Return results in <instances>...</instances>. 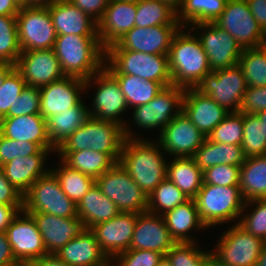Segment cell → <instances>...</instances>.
<instances>
[{"label":"cell","instance_id":"1","mask_svg":"<svg viewBox=\"0 0 266 266\" xmlns=\"http://www.w3.org/2000/svg\"><path fill=\"white\" fill-rule=\"evenodd\" d=\"M161 149L139 138L125 139L122 146L119 162L147 196L167 177L168 164Z\"/></svg>","mask_w":266,"mask_h":266},{"label":"cell","instance_id":"2","mask_svg":"<svg viewBox=\"0 0 266 266\" xmlns=\"http://www.w3.org/2000/svg\"><path fill=\"white\" fill-rule=\"evenodd\" d=\"M53 51L65 76L87 80L105 64V49L98 36L57 35Z\"/></svg>","mask_w":266,"mask_h":266},{"label":"cell","instance_id":"3","mask_svg":"<svg viewBox=\"0 0 266 266\" xmlns=\"http://www.w3.org/2000/svg\"><path fill=\"white\" fill-rule=\"evenodd\" d=\"M190 33L179 29L168 52L172 85L183 88H195L203 76L212 71L200 39Z\"/></svg>","mask_w":266,"mask_h":266},{"label":"cell","instance_id":"4","mask_svg":"<svg viewBox=\"0 0 266 266\" xmlns=\"http://www.w3.org/2000/svg\"><path fill=\"white\" fill-rule=\"evenodd\" d=\"M124 141L121 125L89 117L56 150L63 157L67 152L90 149L108 154L117 163L120 160Z\"/></svg>","mask_w":266,"mask_h":266},{"label":"cell","instance_id":"5","mask_svg":"<svg viewBox=\"0 0 266 266\" xmlns=\"http://www.w3.org/2000/svg\"><path fill=\"white\" fill-rule=\"evenodd\" d=\"M104 68L110 74H128L141 79L160 82L164 87L172 85L168 55L147 54L132 50H105Z\"/></svg>","mask_w":266,"mask_h":266},{"label":"cell","instance_id":"6","mask_svg":"<svg viewBox=\"0 0 266 266\" xmlns=\"http://www.w3.org/2000/svg\"><path fill=\"white\" fill-rule=\"evenodd\" d=\"M198 215L208 228L242 217L244 203L239 186H218L203 183L194 198Z\"/></svg>","mask_w":266,"mask_h":266},{"label":"cell","instance_id":"7","mask_svg":"<svg viewBox=\"0 0 266 266\" xmlns=\"http://www.w3.org/2000/svg\"><path fill=\"white\" fill-rule=\"evenodd\" d=\"M22 212L77 217L76 204L63 192L59 180L51 171L38 178L23 195Z\"/></svg>","mask_w":266,"mask_h":266},{"label":"cell","instance_id":"8","mask_svg":"<svg viewBox=\"0 0 266 266\" xmlns=\"http://www.w3.org/2000/svg\"><path fill=\"white\" fill-rule=\"evenodd\" d=\"M96 185L120 212H147L148 196L133 181L120 162L115 163L109 170L96 178Z\"/></svg>","mask_w":266,"mask_h":266},{"label":"cell","instance_id":"9","mask_svg":"<svg viewBox=\"0 0 266 266\" xmlns=\"http://www.w3.org/2000/svg\"><path fill=\"white\" fill-rule=\"evenodd\" d=\"M247 87L242 69L237 64L207 73L195 89L212 98L227 111L232 106L230 112H238Z\"/></svg>","mask_w":266,"mask_h":266},{"label":"cell","instance_id":"10","mask_svg":"<svg viewBox=\"0 0 266 266\" xmlns=\"http://www.w3.org/2000/svg\"><path fill=\"white\" fill-rule=\"evenodd\" d=\"M93 79L98 87L92 102L94 110L91 112L89 110L90 117L115 122L123 127L125 139L133 138L130 128L128 129L125 122L119 118L124 110H128V104L117 80L103 67L98 73L85 80V89Z\"/></svg>","mask_w":266,"mask_h":266},{"label":"cell","instance_id":"11","mask_svg":"<svg viewBox=\"0 0 266 266\" xmlns=\"http://www.w3.org/2000/svg\"><path fill=\"white\" fill-rule=\"evenodd\" d=\"M214 24L235 38L242 49L257 48L266 41V33L254 19L246 0H228Z\"/></svg>","mask_w":266,"mask_h":266},{"label":"cell","instance_id":"12","mask_svg":"<svg viewBox=\"0 0 266 266\" xmlns=\"http://www.w3.org/2000/svg\"><path fill=\"white\" fill-rule=\"evenodd\" d=\"M16 22L21 52L53 49L57 34L48 7L20 8Z\"/></svg>","mask_w":266,"mask_h":266},{"label":"cell","instance_id":"13","mask_svg":"<svg viewBox=\"0 0 266 266\" xmlns=\"http://www.w3.org/2000/svg\"><path fill=\"white\" fill-rule=\"evenodd\" d=\"M214 262L219 266H256L264 241L247 233L236 224L220 237Z\"/></svg>","mask_w":266,"mask_h":266},{"label":"cell","instance_id":"14","mask_svg":"<svg viewBox=\"0 0 266 266\" xmlns=\"http://www.w3.org/2000/svg\"><path fill=\"white\" fill-rule=\"evenodd\" d=\"M180 24L133 27L106 50H132L147 54L168 55L174 35Z\"/></svg>","mask_w":266,"mask_h":266},{"label":"cell","instance_id":"15","mask_svg":"<svg viewBox=\"0 0 266 266\" xmlns=\"http://www.w3.org/2000/svg\"><path fill=\"white\" fill-rule=\"evenodd\" d=\"M184 91L183 87L170 85L164 87L150 102L135 107L133 119L137 126L147 129L161 127L159 129L162 131L182 110Z\"/></svg>","mask_w":266,"mask_h":266},{"label":"cell","instance_id":"16","mask_svg":"<svg viewBox=\"0 0 266 266\" xmlns=\"http://www.w3.org/2000/svg\"><path fill=\"white\" fill-rule=\"evenodd\" d=\"M194 26L196 27H193V30L199 28L205 32L198 38L207 54L209 67L212 71L238 64L243 49L227 31L222 30L214 23H198Z\"/></svg>","mask_w":266,"mask_h":266},{"label":"cell","instance_id":"17","mask_svg":"<svg viewBox=\"0 0 266 266\" xmlns=\"http://www.w3.org/2000/svg\"><path fill=\"white\" fill-rule=\"evenodd\" d=\"M206 137L181 110L172 121L162 129L159 144L162 151L175 157H193Z\"/></svg>","mask_w":266,"mask_h":266},{"label":"cell","instance_id":"18","mask_svg":"<svg viewBox=\"0 0 266 266\" xmlns=\"http://www.w3.org/2000/svg\"><path fill=\"white\" fill-rule=\"evenodd\" d=\"M22 216L16 215L12 219L6 235L16 261L29 264L47 255V251L34 218L26 212Z\"/></svg>","mask_w":266,"mask_h":266},{"label":"cell","instance_id":"19","mask_svg":"<svg viewBox=\"0 0 266 266\" xmlns=\"http://www.w3.org/2000/svg\"><path fill=\"white\" fill-rule=\"evenodd\" d=\"M15 68L24 78L26 85L37 88L65 77L53 49L23 51Z\"/></svg>","mask_w":266,"mask_h":266},{"label":"cell","instance_id":"20","mask_svg":"<svg viewBox=\"0 0 266 266\" xmlns=\"http://www.w3.org/2000/svg\"><path fill=\"white\" fill-rule=\"evenodd\" d=\"M139 213L120 212L114 218L93 226L90 230L109 259L130 249Z\"/></svg>","mask_w":266,"mask_h":266},{"label":"cell","instance_id":"21","mask_svg":"<svg viewBox=\"0 0 266 266\" xmlns=\"http://www.w3.org/2000/svg\"><path fill=\"white\" fill-rule=\"evenodd\" d=\"M38 227L47 254H56L74 237H78L86 227L78 217H58L48 213H28Z\"/></svg>","mask_w":266,"mask_h":266},{"label":"cell","instance_id":"22","mask_svg":"<svg viewBox=\"0 0 266 266\" xmlns=\"http://www.w3.org/2000/svg\"><path fill=\"white\" fill-rule=\"evenodd\" d=\"M40 89V115L47 119L64 110L76 106L80 101V92L85 89V80L65 76Z\"/></svg>","mask_w":266,"mask_h":266},{"label":"cell","instance_id":"23","mask_svg":"<svg viewBox=\"0 0 266 266\" xmlns=\"http://www.w3.org/2000/svg\"><path fill=\"white\" fill-rule=\"evenodd\" d=\"M136 13L137 3L110 0L97 22L98 39L105 50L135 27Z\"/></svg>","mask_w":266,"mask_h":266},{"label":"cell","instance_id":"24","mask_svg":"<svg viewBox=\"0 0 266 266\" xmlns=\"http://www.w3.org/2000/svg\"><path fill=\"white\" fill-rule=\"evenodd\" d=\"M175 244L163 216L148 211L137 215L130 249L152 250L165 256Z\"/></svg>","mask_w":266,"mask_h":266},{"label":"cell","instance_id":"25","mask_svg":"<svg viewBox=\"0 0 266 266\" xmlns=\"http://www.w3.org/2000/svg\"><path fill=\"white\" fill-rule=\"evenodd\" d=\"M182 111L205 137L230 113L212 98L203 95L195 88H185Z\"/></svg>","mask_w":266,"mask_h":266},{"label":"cell","instance_id":"26","mask_svg":"<svg viewBox=\"0 0 266 266\" xmlns=\"http://www.w3.org/2000/svg\"><path fill=\"white\" fill-rule=\"evenodd\" d=\"M57 35L98 36L97 22L68 0H55L48 6Z\"/></svg>","mask_w":266,"mask_h":266},{"label":"cell","instance_id":"27","mask_svg":"<svg viewBox=\"0 0 266 266\" xmlns=\"http://www.w3.org/2000/svg\"><path fill=\"white\" fill-rule=\"evenodd\" d=\"M0 133L9 139L36 143L41 149H54L47 131L46 119L40 114L3 117Z\"/></svg>","mask_w":266,"mask_h":266},{"label":"cell","instance_id":"28","mask_svg":"<svg viewBox=\"0 0 266 266\" xmlns=\"http://www.w3.org/2000/svg\"><path fill=\"white\" fill-rule=\"evenodd\" d=\"M55 255L71 266H110L112 264L90 229H85L78 237H74Z\"/></svg>","mask_w":266,"mask_h":266},{"label":"cell","instance_id":"29","mask_svg":"<svg viewBox=\"0 0 266 266\" xmlns=\"http://www.w3.org/2000/svg\"><path fill=\"white\" fill-rule=\"evenodd\" d=\"M53 149H41L37 154L18 157L1 166L7 180L24 195L33 183L45 176L50 170L45 169L47 154ZM45 169V170H44Z\"/></svg>","mask_w":266,"mask_h":266},{"label":"cell","instance_id":"30","mask_svg":"<svg viewBox=\"0 0 266 266\" xmlns=\"http://www.w3.org/2000/svg\"><path fill=\"white\" fill-rule=\"evenodd\" d=\"M76 210L77 217L83 221L86 229L106 222L120 213L117 206L102 194L96 183L76 204Z\"/></svg>","mask_w":266,"mask_h":266},{"label":"cell","instance_id":"31","mask_svg":"<svg viewBox=\"0 0 266 266\" xmlns=\"http://www.w3.org/2000/svg\"><path fill=\"white\" fill-rule=\"evenodd\" d=\"M162 216L164 217L171 237L176 243L195 242L194 238L191 239L192 237L188 233L194 228L200 230L206 227L199 218L194 199H188L174 209L167 211Z\"/></svg>","mask_w":266,"mask_h":266},{"label":"cell","instance_id":"32","mask_svg":"<svg viewBox=\"0 0 266 266\" xmlns=\"http://www.w3.org/2000/svg\"><path fill=\"white\" fill-rule=\"evenodd\" d=\"M192 158L202 171L220 164L241 166L246 159L241 145L213 142L207 137Z\"/></svg>","mask_w":266,"mask_h":266},{"label":"cell","instance_id":"33","mask_svg":"<svg viewBox=\"0 0 266 266\" xmlns=\"http://www.w3.org/2000/svg\"><path fill=\"white\" fill-rule=\"evenodd\" d=\"M82 101L70 110H64L46 119L48 137L57 148L90 117L89 110Z\"/></svg>","mask_w":266,"mask_h":266},{"label":"cell","instance_id":"34","mask_svg":"<svg viewBox=\"0 0 266 266\" xmlns=\"http://www.w3.org/2000/svg\"><path fill=\"white\" fill-rule=\"evenodd\" d=\"M239 189L245 202L266 198V154L245 159L240 168Z\"/></svg>","mask_w":266,"mask_h":266},{"label":"cell","instance_id":"35","mask_svg":"<svg viewBox=\"0 0 266 266\" xmlns=\"http://www.w3.org/2000/svg\"><path fill=\"white\" fill-rule=\"evenodd\" d=\"M189 199H194L203 184V171L192 157H175L167 165V177Z\"/></svg>","mask_w":266,"mask_h":266},{"label":"cell","instance_id":"36","mask_svg":"<svg viewBox=\"0 0 266 266\" xmlns=\"http://www.w3.org/2000/svg\"><path fill=\"white\" fill-rule=\"evenodd\" d=\"M227 1L228 0H183L180 6L181 9H178L176 12L177 22L184 28L189 26L186 25L189 22L192 25L198 23H214L224 11Z\"/></svg>","mask_w":266,"mask_h":266},{"label":"cell","instance_id":"37","mask_svg":"<svg viewBox=\"0 0 266 266\" xmlns=\"http://www.w3.org/2000/svg\"><path fill=\"white\" fill-rule=\"evenodd\" d=\"M119 83L129 106L138 107L150 102L164 88L160 82L128 74H111Z\"/></svg>","mask_w":266,"mask_h":266},{"label":"cell","instance_id":"38","mask_svg":"<svg viewBox=\"0 0 266 266\" xmlns=\"http://www.w3.org/2000/svg\"><path fill=\"white\" fill-rule=\"evenodd\" d=\"M61 161L69 167L95 179L116 163L108 154L90 149L67 152Z\"/></svg>","mask_w":266,"mask_h":266},{"label":"cell","instance_id":"39","mask_svg":"<svg viewBox=\"0 0 266 266\" xmlns=\"http://www.w3.org/2000/svg\"><path fill=\"white\" fill-rule=\"evenodd\" d=\"M59 180L63 192L77 204L90 188L96 183V179L83 174L65 164L57 170H50Z\"/></svg>","mask_w":266,"mask_h":266},{"label":"cell","instance_id":"40","mask_svg":"<svg viewBox=\"0 0 266 266\" xmlns=\"http://www.w3.org/2000/svg\"><path fill=\"white\" fill-rule=\"evenodd\" d=\"M164 24H179L176 11L160 0H140L137 3L135 26L149 27Z\"/></svg>","mask_w":266,"mask_h":266},{"label":"cell","instance_id":"41","mask_svg":"<svg viewBox=\"0 0 266 266\" xmlns=\"http://www.w3.org/2000/svg\"><path fill=\"white\" fill-rule=\"evenodd\" d=\"M188 199L173 182L165 178L148 196L147 211L162 216Z\"/></svg>","mask_w":266,"mask_h":266},{"label":"cell","instance_id":"42","mask_svg":"<svg viewBox=\"0 0 266 266\" xmlns=\"http://www.w3.org/2000/svg\"><path fill=\"white\" fill-rule=\"evenodd\" d=\"M258 114L243 113V141L241 147L246 158L266 154V135Z\"/></svg>","mask_w":266,"mask_h":266},{"label":"cell","instance_id":"43","mask_svg":"<svg viewBox=\"0 0 266 266\" xmlns=\"http://www.w3.org/2000/svg\"><path fill=\"white\" fill-rule=\"evenodd\" d=\"M238 65L248 87L266 86V57L259 47L243 49Z\"/></svg>","mask_w":266,"mask_h":266},{"label":"cell","instance_id":"44","mask_svg":"<svg viewBox=\"0 0 266 266\" xmlns=\"http://www.w3.org/2000/svg\"><path fill=\"white\" fill-rule=\"evenodd\" d=\"M209 252L197 249L195 242H180L176 243L165 256L171 266H211L214 258L212 251Z\"/></svg>","mask_w":266,"mask_h":266},{"label":"cell","instance_id":"45","mask_svg":"<svg viewBox=\"0 0 266 266\" xmlns=\"http://www.w3.org/2000/svg\"><path fill=\"white\" fill-rule=\"evenodd\" d=\"M20 54L16 16L0 15V63L15 65Z\"/></svg>","mask_w":266,"mask_h":266},{"label":"cell","instance_id":"46","mask_svg":"<svg viewBox=\"0 0 266 266\" xmlns=\"http://www.w3.org/2000/svg\"><path fill=\"white\" fill-rule=\"evenodd\" d=\"M207 138L213 142L241 145L243 141V113L230 112Z\"/></svg>","mask_w":266,"mask_h":266},{"label":"cell","instance_id":"47","mask_svg":"<svg viewBox=\"0 0 266 266\" xmlns=\"http://www.w3.org/2000/svg\"><path fill=\"white\" fill-rule=\"evenodd\" d=\"M25 86L24 78L16 68L6 76L0 87V119L13 117V104Z\"/></svg>","mask_w":266,"mask_h":266},{"label":"cell","instance_id":"48","mask_svg":"<svg viewBox=\"0 0 266 266\" xmlns=\"http://www.w3.org/2000/svg\"><path fill=\"white\" fill-rule=\"evenodd\" d=\"M252 203L257 204L255 209L243 219L240 218L237 224L247 233L266 242V198L246 201L243 208H247V205Z\"/></svg>","mask_w":266,"mask_h":266},{"label":"cell","instance_id":"49","mask_svg":"<svg viewBox=\"0 0 266 266\" xmlns=\"http://www.w3.org/2000/svg\"><path fill=\"white\" fill-rule=\"evenodd\" d=\"M40 150L36 143L12 140L0 133V167L18 157L37 154Z\"/></svg>","mask_w":266,"mask_h":266},{"label":"cell","instance_id":"50","mask_svg":"<svg viewBox=\"0 0 266 266\" xmlns=\"http://www.w3.org/2000/svg\"><path fill=\"white\" fill-rule=\"evenodd\" d=\"M241 166L220 164L203 171V183L218 186H239Z\"/></svg>","mask_w":266,"mask_h":266},{"label":"cell","instance_id":"51","mask_svg":"<svg viewBox=\"0 0 266 266\" xmlns=\"http://www.w3.org/2000/svg\"><path fill=\"white\" fill-rule=\"evenodd\" d=\"M163 255L157 251L143 249H128L119 253L114 261L116 266H157ZM113 266V265H112Z\"/></svg>","mask_w":266,"mask_h":266},{"label":"cell","instance_id":"52","mask_svg":"<svg viewBox=\"0 0 266 266\" xmlns=\"http://www.w3.org/2000/svg\"><path fill=\"white\" fill-rule=\"evenodd\" d=\"M40 114V89L26 85L13 104V117Z\"/></svg>","mask_w":266,"mask_h":266},{"label":"cell","instance_id":"53","mask_svg":"<svg viewBox=\"0 0 266 266\" xmlns=\"http://www.w3.org/2000/svg\"><path fill=\"white\" fill-rule=\"evenodd\" d=\"M266 109V86L247 87L238 112L258 114Z\"/></svg>","mask_w":266,"mask_h":266},{"label":"cell","instance_id":"54","mask_svg":"<svg viewBox=\"0 0 266 266\" xmlns=\"http://www.w3.org/2000/svg\"><path fill=\"white\" fill-rule=\"evenodd\" d=\"M0 204L23 206V195L7 180L0 167Z\"/></svg>","mask_w":266,"mask_h":266},{"label":"cell","instance_id":"55","mask_svg":"<svg viewBox=\"0 0 266 266\" xmlns=\"http://www.w3.org/2000/svg\"><path fill=\"white\" fill-rule=\"evenodd\" d=\"M84 13L89 15L93 20L98 22L110 0H68Z\"/></svg>","mask_w":266,"mask_h":266},{"label":"cell","instance_id":"56","mask_svg":"<svg viewBox=\"0 0 266 266\" xmlns=\"http://www.w3.org/2000/svg\"><path fill=\"white\" fill-rule=\"evenodd\" d=\"M254 19L266 33V0H246Z\"/></svg>","mask_w":266,"mask_h":266},{"label":"cell","instance_id":"57","mask_svg":"<svg viewBox=\"0 0 266 266\" xmlns=\"http://www.w3.org/2000/svg\"><path fill=\"white\" fill-rule=\"evenodd\" d=\"M23 206H8L0 204V232H6L7 227L10 225L12 219L21 214Z\"/></svg>","mask_w":266,"mask_h":266},{"label":"cell","instance_id":"58","mask_svg":"<svg viewBox=\"0 0 266 266\" xmlns=\"http://www.w3.org/2000/svg\"><path fill=\"white\" fill-rule=\"evenodd\" d=\"M17 262L13 256L6 232H0V266Z\"/></svg>","mask_w":266,"mask_h":266},{"label":"cell","instance_id":"59","mask_svg":"<svg viewBox=\"0 0 266 266\" xmlns=\"http://www.w3.org/2000/svg\"><path fill=\"white\" fill-rule=\"evenodd\" d=\"M29 266H71L60 260L55 254H47L31 261Z\"/></svg>","mask_w":266,"mask_h":266},{"label":"cell","instance_id":"60","mask_svg":"<svg viewBox=\"0 0 266 266\" xmlns=\"http://www.w3.org/2000/svg\"><path fill=\"white\" fill-rule=\"evenodd\" d=\"M20 8L12 0H0V15L16 16Z\"/></svg>","mask_w":266,"mask_h":266},{"label":"cell","instance_id":"61","mask_svg":"<svg viewBox=\"0 0 266 266\" xmlns=\"http://www.w3.org/2000/svg\"><path fill=\"white\" fill-rule=\"evenodd\" d=\"M15 68V65L8 63H0V87L3 84L6 76Z\"/></svg>","mask_w":266,"mask_h":266},{"label":"cell","instance_id":"62","mask_svg":"<svg viewBox=\"0 0 266 266\" xmlns=\"http://www.w3.org/2000/svg\"><path fill=\"white\" fill-rule=\"evenodd\" d=\"M55 0H26V7H48Z\"/></svg>","mask_w":266,"mask_h":266},{"label":"cell","instance_id":"63","mask_svg":"<svg viewBox=\"0 0 266 266\" xmlns=\"http://www.w3.org/2000/svg\"><path fill=\"white\" fill-rule=\"evenodd\" d=\"M256 266H266V242L264 243L262 251L259 254Z\"/></svg>","mask_w":266,"mask_h":266},{"label":"cell","instance_id":"64","mask_svg":"<svg viewBox=\"0 0 266 266\" xmlns=\"http://www.w3.org/2000/svg\"><path fill=\"white\" fill-rule=\"evenodd\" d=\"M160 1L167 4L177 12V10L180 9L183 0H160Z\"/></svg>","mask_w":266,"mask_h":266},{"label":"cell","instance_id":"65","mask_svg":"<svg viewBox=\"0 0 266 266\" xmlns=\"http://www.w3.org/2000/svg\"><path fill=\"white\" fill-rule=\"evenodd\" d=\"M258 116L260 117L262 123H263V132L266 135V109L264 111H261L260 113H258Z\"/></svg>","mask_w":266,"mask_h":266},{"label":"cell","instance_id":"66","mask_svg":"<svg viewBox=\"0 0 266 266\" xmlns=\"http://www.w3.org/2000/svg\"><path fill=\"white\" fill-rule=\"evenodd\" d=\"M157 266H171L170 261L168 260V258L166 256H163L159 262Z\"/></svg>","mask_w":266,"mask_h":266},{"label":"cell","instance_id":"67","mask_svg":"<svg viewBox=\"0 0 266 266\" xmlns=\"http://www.w3.org/2000/svg\"><path fill=\"white\" fill-rule=\"evenodd\" d=\"M19 8L26 7V0H12Z\"/></svg>","mask_w":266,"mask_h":266},{"label":"cell","instance_id":"68","mask_svg":"<svg viewBox=\"0 0 266 266\" xmlns=\"http://www.w3.org/2000/svg\"><path fill=\"white\" fill-rule=\"evenodd\" d=\"M6 266H29L27 263L24 262H14L12 264L6 265Z\"/></svg>","mask_w":266,"mask_h":266},{"label":"cell","instance_id":"69","mask_svg":"<svg viewBox=\"0 0 266 266\" xmlns=\"http://www.w3.org/2000/svg\"><path fill=\"white\" fill-rule=\"evenodd\" d=\"M259 48L265 53L266 57V41Z\"/></svg>","mask_w":266,"mask_h":266},{"label":"cell","instance_id":"70","mask_svg":"<svg viewBox=\"0 0 266 266\" xmlns=\"http://www.w3.org/2000/svg\"><path fill=\"white\" fill-rule=\"evenodd\" d=\"M119 1H126V2H135V3H138L140 0H119Z\"/></svg>","mask_w":266,"mask_h":266},{"label":"cell","instance_id":"71","mask_svg":"<svg viewBox=\"0 0 266 266\" xmlns=\"http://www.w3.org/2000/svg\"><path fill=\"white\" fill-rule=\"evenodd\" d=\"M211 266H219L218 264H216L214 261H213V263H212V265Z\"/></svg>","mask_w":266,"mask_h":266}]
</instances>
